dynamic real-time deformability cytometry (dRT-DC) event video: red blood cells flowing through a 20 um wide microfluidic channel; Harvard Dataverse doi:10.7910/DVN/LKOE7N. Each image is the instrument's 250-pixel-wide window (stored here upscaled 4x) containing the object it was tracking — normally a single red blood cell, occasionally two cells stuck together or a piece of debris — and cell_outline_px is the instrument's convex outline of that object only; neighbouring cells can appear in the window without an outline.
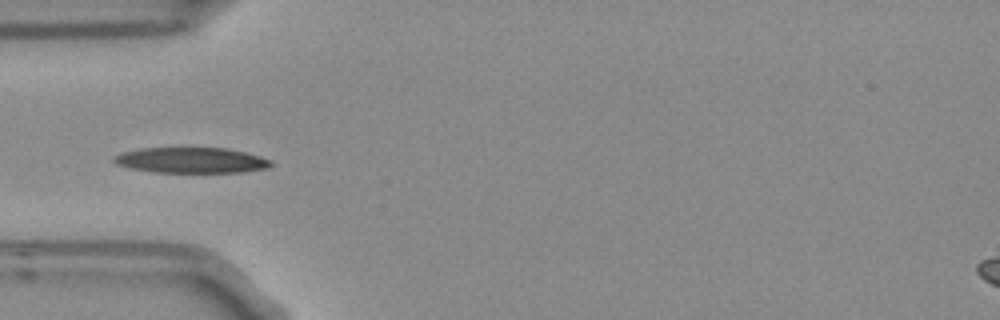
{"species": "Egyptian fruit bat (a non-hibernating species)", "species_latin": "Rousettus aegyptiacus", "temperature_condition": "room temperature", "stored_images_in_passage": 6, "camera_frame_rate_fps": 3000, "um_per_image_px": 0.085, "frame": {"image": 1, "passage_image": 3, "time_ms": 0.667, "image_size_px": [1000, 320], "cell_outline_px": [[272, 164], [268, 168], [240, 172], [152, 172], [128, 168], [116, 164], [112, 160], [112, 156], [124, 152], [140, 148], [228, 148], [260, 156], [272, 160]], "centroid_in_image_um": [16.23, 13.62], "position_along_channel_um": 68.8, "area_um2": 23.47}}